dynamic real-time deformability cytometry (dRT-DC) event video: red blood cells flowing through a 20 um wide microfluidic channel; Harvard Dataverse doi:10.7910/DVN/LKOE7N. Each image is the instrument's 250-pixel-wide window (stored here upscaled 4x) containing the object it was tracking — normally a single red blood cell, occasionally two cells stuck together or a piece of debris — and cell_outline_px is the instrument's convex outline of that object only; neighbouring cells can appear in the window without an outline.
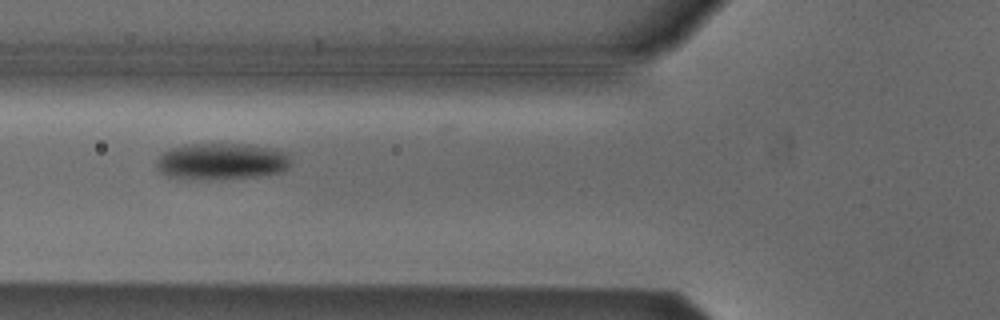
{"species": "Egyptian fruit bat (a non-hibernating species)", "species_latin": "Rousettus aegyptiacus", "temperature_condition": "cold", "stored_images_in_passage": 9, "camera_frame_rate_fps": 3000, "um_per_image_px": 0.085, "animal": {"sex": "male"}, "frame": {"image": 1, "passage_image": 3, "time_ms": 0.667, "image_size_px": [1000, 320], "cell_outline_px": [[292, 164], [284, 172], [260, 176], [168, 176], [160, 172], [156, 168], [156, 160], [164, 152], [172, 148], [184, 144], [248, 144], [272, 148], [288, 152], [292, 160]], "centroid_in_image_um": [18.94, 13.65], "position_along_channel_um": 106.9, "area_um2": 27.74}}
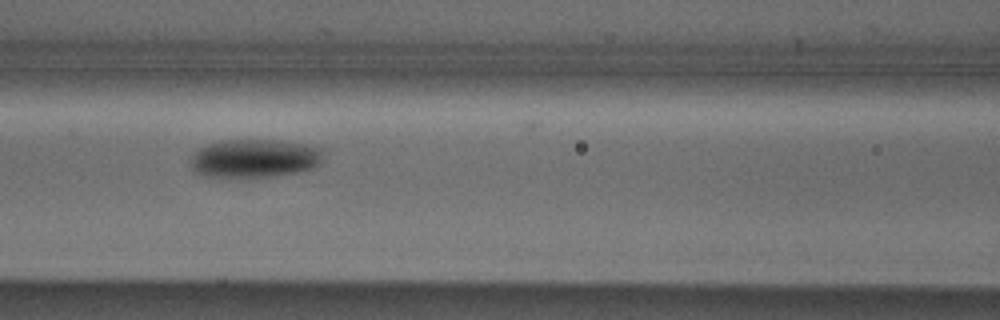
{"frame": {"image": 2, "passage_image": 6, "time_ms": 1.667, "image_size_px": [1000, 320], "cell_outline_px": [[320, 164], [312, 168], [300, 172], [276, 176], [204, 176], [196, 172], [192, 168], [192, 156], [200, 148], [208, 144], [220, 140], [272, 140], [304, 144], [320, 148]], "centroid_in_image_um": [21.63, 13.46], "position_along_channel_um": 145.0, "area_um2": 29.19}}
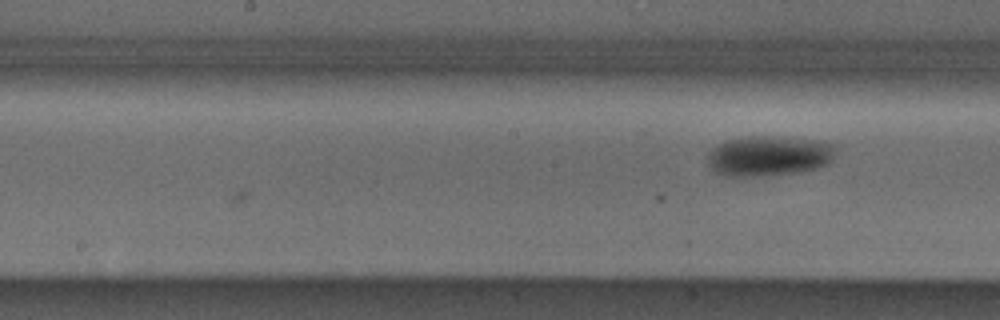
{"frame": {"image": 3, "passage_image": 9, "time_ms": 2.667, "image_size_px": [1000, 320], "cell_outline_px": [[836, 144], [832, 160], [828, 164], [816, 168], [796, 172], [760, 176], [724, 176], [716, 172], [708, 164], [708, 152], [716, 144], [724, 140], [748, 136], [772, 136], [816, 140]], "centroid_in_image_um": [65.32, 13.24], "position_along_channel_um": 182.9, "area_um2": 30.17}}